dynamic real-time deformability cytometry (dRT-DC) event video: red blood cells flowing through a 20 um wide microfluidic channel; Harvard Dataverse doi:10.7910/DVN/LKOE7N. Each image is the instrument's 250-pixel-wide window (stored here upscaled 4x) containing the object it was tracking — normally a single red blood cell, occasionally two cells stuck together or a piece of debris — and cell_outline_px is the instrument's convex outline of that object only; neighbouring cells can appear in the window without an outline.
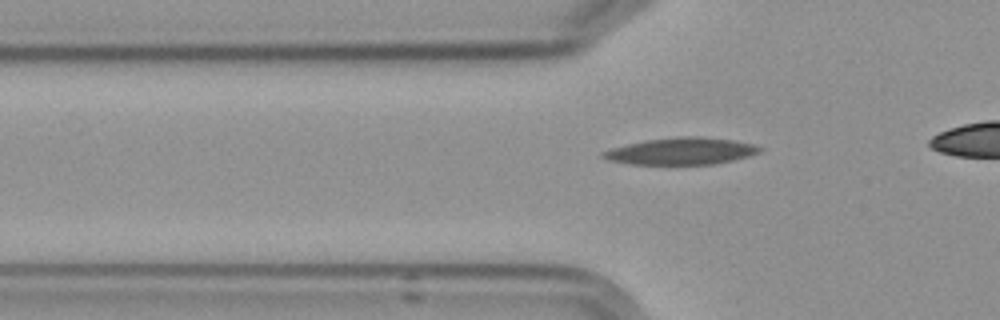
{"species": "Egyptian fruit bat (a non-hibernating species)", "species_latin": "Rousettus aegyptiacus", "temperature_condition": "cold", "stored_images_in_passage": 7, "camera_frame_rate_fps": 3000, "um_per_image_px": 0.085, "frame": {"image": 1, "passage_image": 7, "time_ms": 7.0, "image_size_px": [1000, 320], "cell_outline_px": [[764, 148], [760, 152], [748, 156], [732, 160], [712, 164], [632, 164], [608, 160], [600, 156], [600, 152], [612, 148], [628, 144], [648, 140], [676, 136], [700, 136], [732, 140], [752, 144]], "centroid_in_image_um": [57.89, 12.84], "position_along_channel_um": 67.9, "area_um2": 24.39}}